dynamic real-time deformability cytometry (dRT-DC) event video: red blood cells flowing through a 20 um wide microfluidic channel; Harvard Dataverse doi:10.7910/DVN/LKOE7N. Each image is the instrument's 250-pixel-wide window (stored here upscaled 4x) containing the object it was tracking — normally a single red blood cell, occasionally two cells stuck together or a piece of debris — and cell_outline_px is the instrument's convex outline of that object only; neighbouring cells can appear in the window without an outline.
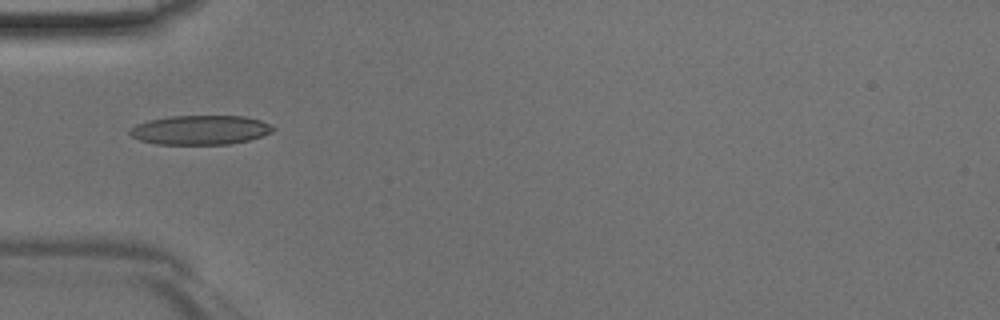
{"species": "Egyptian fruit bat (a non-hibernating species)", "species_latin": "Rousettus aegyptiacus", "temperature_condition": "room temperature", "stored_images_in_passage": 32, "camera_frame_rate_fps": 3000, "um_per_image_px": 0.085, "animal": {"sex": "male"}, "frame": {"image": 1, "passage_image": 1, "time_ms": 0.0, "image_size_px": [1000, 320], "cell_outline_px": [[276, 128], [272, 132], [248, 140], [228, 144], [156, 144], [140, 140], [132, 136], [128, 132], [136, 124], [148, 120], [168, 116], [244, 116], [260, 120]], "centroid_in_image_um": [17.01, 11.04], "position_along_channel_um": 68.0, "area_um2": 24.33}}
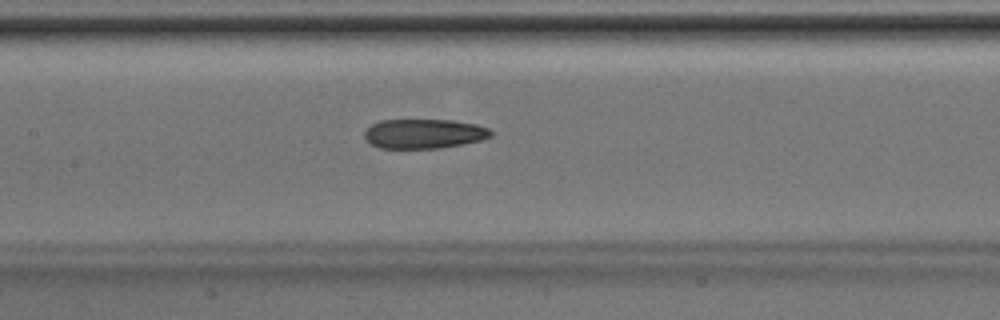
{"frame": {"image": 2, "passage_image": 8, "time_ms": 2.333, "image_size_px": [1000, 320], "cell_outline_px": [[492, 136], [480, 140], [464, 144], [440, 148], [380, 148], [372, 144], [364, 136], [364, 132], [372, 124], [380, 120], [452, 120], [476, 124], [488, 128], [492, 132]], "centroid_in_image_um": [36.05, 11.36], "position_along_channel_um": 171.3, "area_um2": 21.68}}
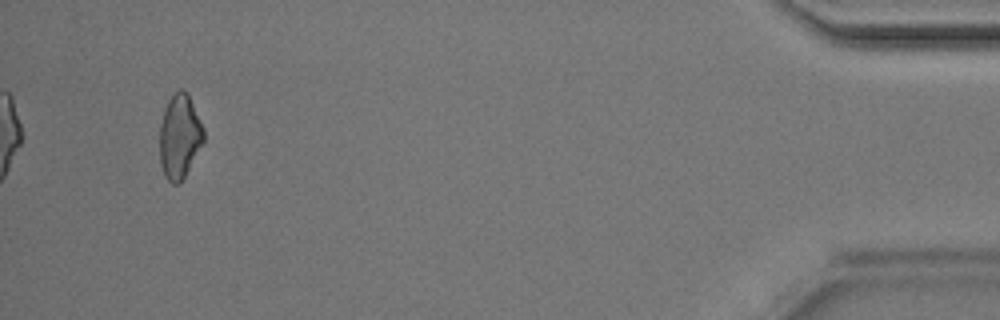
{"frame": {"image": 3, "passage_image": 30, "time_ms": 9.667, "image_size_px": [1000, 320], "cell_outline_px": [[204, 140], [180, 184], [172, 184], [164, 176], [160, 164], [160, 124], [164, 108], [168, 100], [180, 88], [188, 92], [204, 128]], "centroid_in_image_um": [15.26, 11.59], "position_along_channel_um": 419.9, "area_um2": 21.62}}